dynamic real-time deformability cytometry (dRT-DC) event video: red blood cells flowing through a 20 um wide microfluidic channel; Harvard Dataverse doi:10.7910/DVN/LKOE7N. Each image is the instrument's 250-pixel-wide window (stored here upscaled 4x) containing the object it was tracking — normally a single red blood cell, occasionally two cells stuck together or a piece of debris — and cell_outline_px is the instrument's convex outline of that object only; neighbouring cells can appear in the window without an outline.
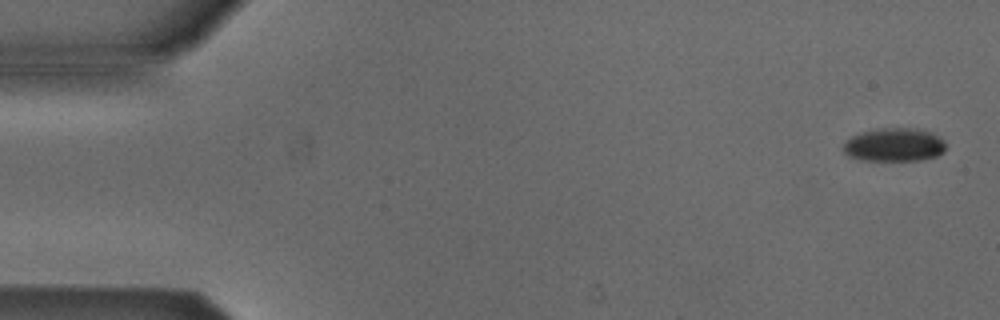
{"species": "Egyptian fruit bat (a non-hibernating species)", "species_latin": "Rousettus aegyptiacus", "temperature_condition": "cold", "stored_images_in_passage": 5, "camera_frame_rate_fps": 3000, "um_per_image_px": 0.085, "animal": {"sex": "male"}, "frame": {"image": 1, "passage_image": 1, "time_ms": 0.0, "image_size_px": [1000, 320], "cell_outline_px": [[944, 152], [936, 156], [920, 160], [860, 160], [848, 156], [844, 152], [844, 144], [852, 136], [860, 132], [884, 128], [916, 128], [928, 132], [944, 140]], "centroid_in_image_um": [75.99, 12.31], "position_along_channel_um": 9.0, "area_um2": 19.71}}
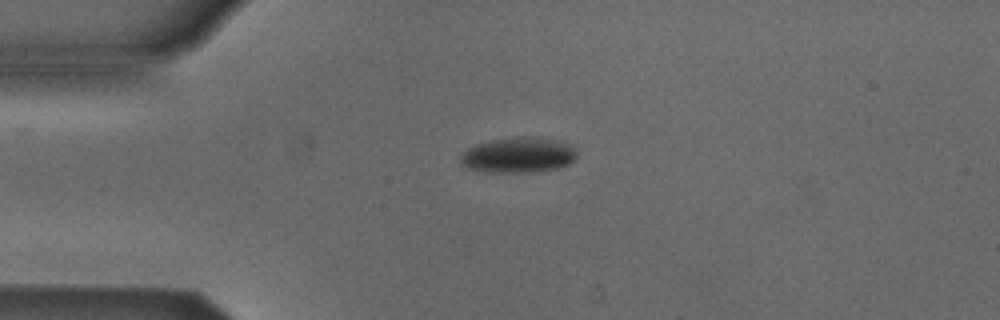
{"frame": {"image": 2, "passage_image": 4, "time_ms": 3.667, "image_size_px": [1000, 320], "cell_outline_px": [[576, 156], [568, 164], [556, 168], [524, 172], [488, 172], [468, 168], [460, 164], [460, 156], [468, 148], [476, 144], [488, 140], [524, 136], [540, 136], [560, 140], [572, 144], [576, 152]], "centroid_in_image_um": [44.06, 13.15], "position_along_channel_um": 40.9, "area_um2": 24.16}}